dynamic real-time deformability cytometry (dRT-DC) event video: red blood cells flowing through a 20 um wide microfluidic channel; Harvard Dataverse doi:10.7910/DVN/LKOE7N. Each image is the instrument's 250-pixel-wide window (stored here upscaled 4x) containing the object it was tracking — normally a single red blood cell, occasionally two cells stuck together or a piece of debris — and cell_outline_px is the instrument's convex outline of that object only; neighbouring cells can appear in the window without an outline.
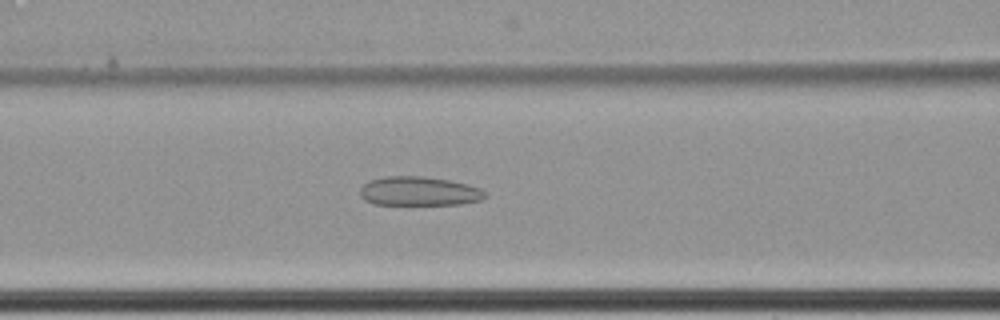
{"species": "common noctule bat (a hibernating species)", "species_latin": "Nyctalus noctula", "temperature_condition": "cold", "stored_images_in_passage": 65, "camera_frame_rate_fps": 3000, "um_per_image_px": 0.085, "animal": {"sex": "female", "body_mass_g": 22.7, "forearm_length_mm": 54.2}, "frame": {"image": 1, "passage_image": 31, "time_ms": 10.0, "image_size_px": [1000, 320], "cell_outline_px": [[488, 196], [480, 200], [460, 204], [376, 204], [364, 200], [360, 196], [360, 188], [368, 180], [384, 176], [424, 176], [448, 180], [480, 188]], "centroid_in_image_um": [35.58, 16.24], "position_along_channel_um": 131.0, "area_um2": 21.1}}
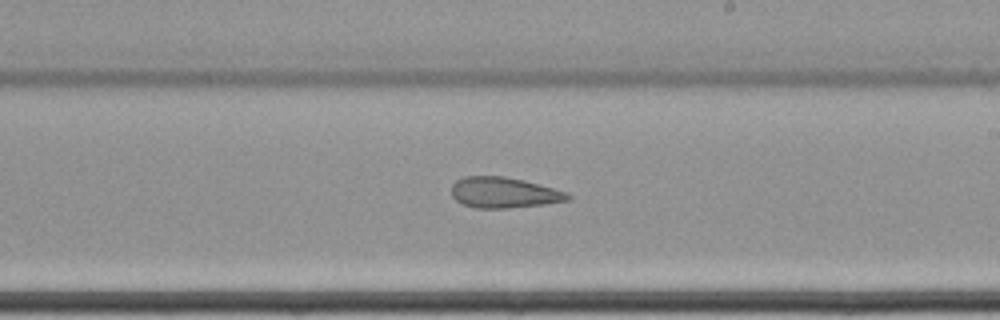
{"frame": {"image": 2, "passage_image": 41, "time_ms": 13.333, "image_size_px": [1000, 320], "cell_outline_px": [[572, 196], [568, 200], [544, 204], [508, 208], [476, 208], [464, 204], [456, 200], [452, 196], [452, 184], [456, 180], [464, 176], [504, 176], [524, 180], [568, 192]], "centroid_in_image_um": [42.83, 16.36], "position_along_channel_um": 246.2, "area_um2": 20.81}}
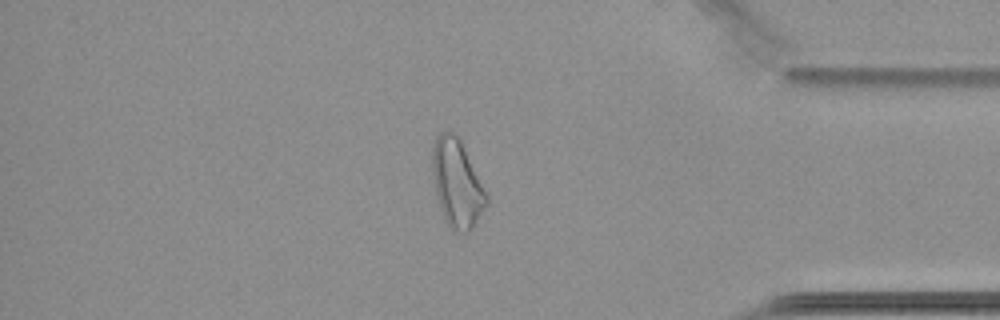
{"frame": {"image": 3, "passage_image": 56, "time_ms": 18.333, "image_size_px": [1000, 320], "cell_outline_px": [[488, 204], [472, 228], [468, 232], [452, 232], [444, 220], [436, 196], [432, 172], [432, 144], [436, 136], [440, 132], [452, 132], [460, 136], [488, 196]], "centroid_in_image_um": [38.83, 15.58], "position_along_channel_um": 396.4, "area_um2": 28.15}, "authors_computed_cell_mechanics": {"area_um2": 27.744, "velocity_mm_per_s": 3.4611, "shape_relaxation_time_tau1_ms": null, "shape_relaxation_time_tau2_ms": 2.7436, "deformation_change_tau1": null, "deformation_change_tau2": 0.1034}}